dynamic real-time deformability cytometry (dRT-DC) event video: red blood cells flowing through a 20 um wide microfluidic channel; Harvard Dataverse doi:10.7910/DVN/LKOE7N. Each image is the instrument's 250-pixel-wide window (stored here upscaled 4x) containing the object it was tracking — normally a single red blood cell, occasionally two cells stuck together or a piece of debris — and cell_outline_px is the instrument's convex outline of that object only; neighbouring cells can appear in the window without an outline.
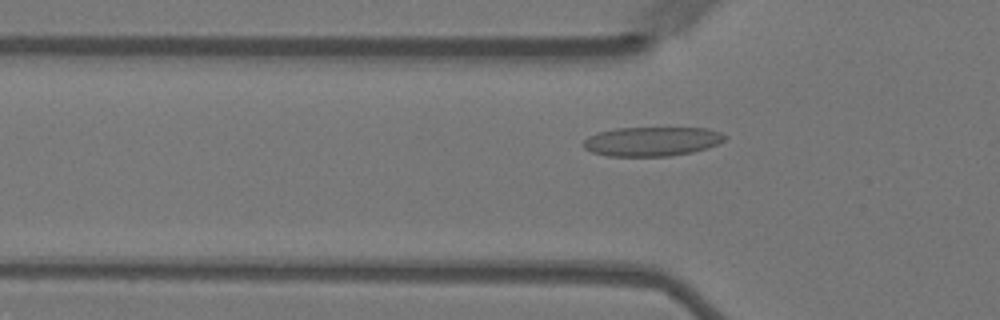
{"species": "Egyptian fruit bat (a non-hibernating species)", "species_latin": "Rousettus aegyptiacus", "temperature_condition": "warm", "stored_images_in_passage": 57, "camera_frame_rate_fps": 3000, "um_per_image_px": 0.085, "animal": {"sex": "female"}, "frame": {"image": 1, "passage_image": 18, "time_ms": 5.667, "image_size_px": [1000, 320], "cell_outline_px": [[728, 136], [724, 140], [708, 148], [692, 152], [672, 156], [608, 156], [592, 152], [584, 148], [580, 144], [588, 136], [596, 132], [616, 128], [708, 128], [720, 132]], "centroid_in_image_um": [55.38, 12.02], "position_along_channel_um": 70.4, "area_um2": 24.33}}
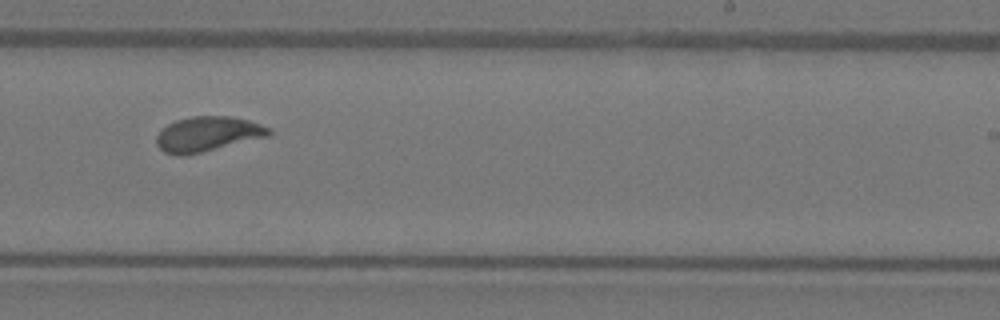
{"frame": {"image": 2, "passage_image": 35, "time_ms": 11.333, "image_size_px": [1000, 320], "cell_outline_px": [[272, 132], [268, 136], [184, 156], [176, 156], [164, 152], [156, 144], [156, 136], [168, 124], [176, 120], [192, 116], [232, 116], [248, 120], [272, 128]], "centroid_in_image_um": [17.64, 11.39], "position_along_channel_um": 271.4, "area_um2": 22.77}}
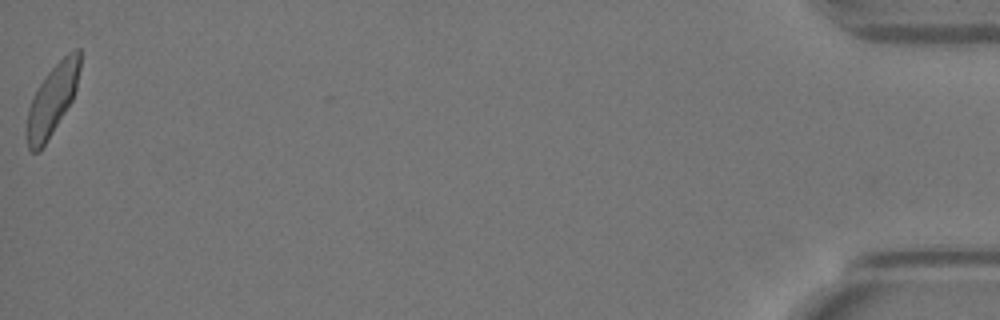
{"frame": {"image": 3, "passage_image": 57, "time_ms": 18.667, "image_size_px": [1000, 320], "cell_outline_px": [[80, 68], [76, 88], [72, 100], [40, 152], [32, 152], [28, 148], [28, 108], [32, 96], [44, 76], [68, 52], [76, 48], [80, 48]], "centroid_in_image_um": [4.45, 8.45], "position_along_channel_um": 430.7, "area_um2": 21.44}, "authors_computed_cell_mechanics": {"area_um2": 22.542, "velocity_mm_per_s": 3.5405, "shape_relaxation_time_tau1_ms": 3.2618, "shape_relaxation_time_tau2_ms": null, "deformation_change_tau1": 0.135, "deformation_change_tau2": null}}